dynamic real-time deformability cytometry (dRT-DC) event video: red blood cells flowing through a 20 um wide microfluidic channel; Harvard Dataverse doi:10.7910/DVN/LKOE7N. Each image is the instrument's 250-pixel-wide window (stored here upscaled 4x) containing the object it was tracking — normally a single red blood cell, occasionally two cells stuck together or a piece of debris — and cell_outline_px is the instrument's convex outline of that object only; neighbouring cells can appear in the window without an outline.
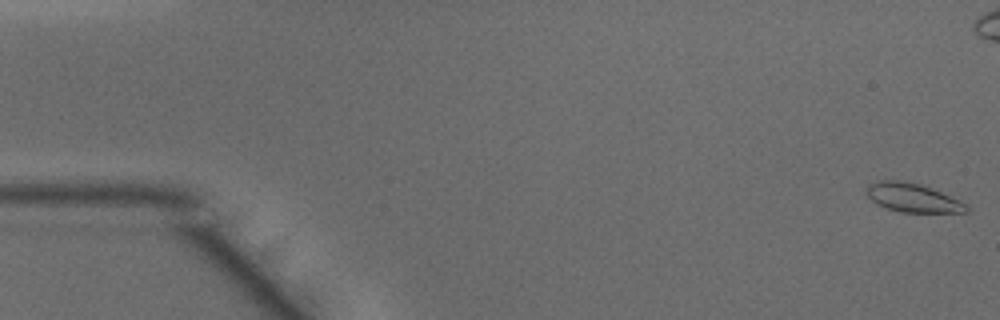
{"species": "common noctule bat (a hibernating species)", "species_latin": "Nyctalus noctula", "temperature_condition": "warm", "stored_images_in_passage": 50, "camera_frame_rate_fps": 3000, "um_per_image_px": 0.085, "animal": {"sex": "male", "body_mass_g": 15.6}, "frame": {"image": 1, "passage_image": 1, "time_ms": 0.0, "image_size_px": [1000, 320], "cell_outline_px": [[968, 212], [900, 212], [876, 204], [864, 192], [864, 188], [868, 184], [880, 180], [900, 180], [920, 184], [960, 200], [968, 204]], "centroid_in_image_um": [77.54, 16.8], "position_along_channel_um": 7.5, "area_um2": 16.76}}
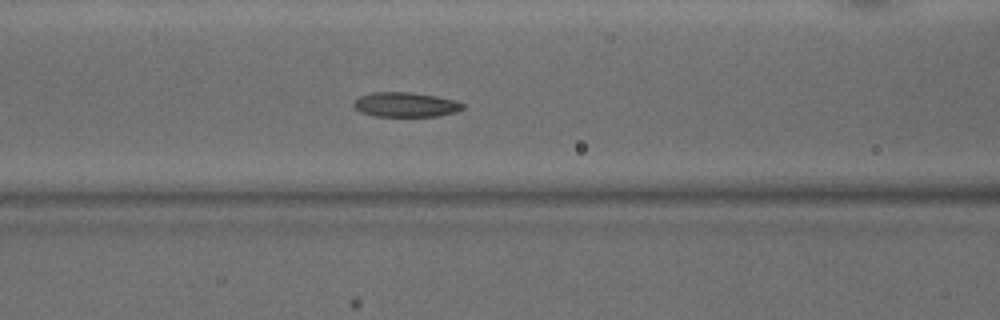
{"frame": {"image": 2, "passage_image": 20, "time_ms": 6.333, "image_size_px": [1000, 320], "cell_outline_px": [[464, 108], [456, 112], [436, 116], [376, 116], [364, 112], [356, 108], [352, 104], [360, 96], [372, 92], [408, 92], [436, 96], [456, 100], [464, 104]], "centroid_in_image_um": [34.51, 8.89], "position_along_channel_um": 132.1, "area_um2": 15.49}}
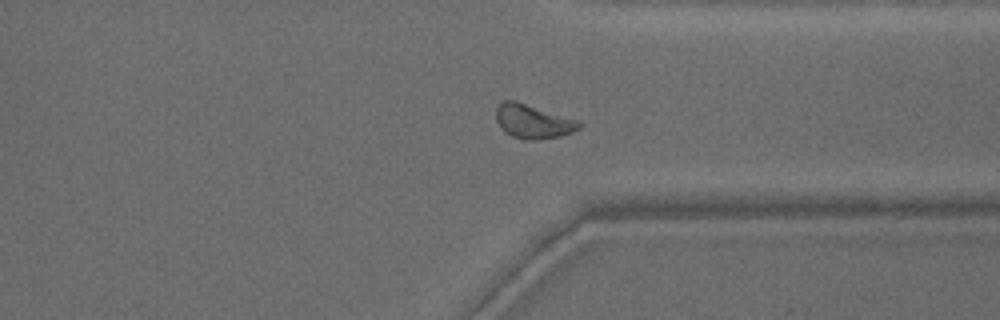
{"frame": {"image": 3, "passage_image": 37, "time_ms": 12.0, "image_size_px": [1000, 320], "cell_outline_px": [[584, 124], [580, 128], [572, 132], [560, 136], [536, 140], [524, 140], [512, 136], [504, 132], [500, 128], [496, 120], [496, 108], [504, 100], [516, 100], [580, 120]], "centroid_in_image_um": [45.33, 10.32], "position_along_channel_um": 366.1, "area_um2": 16.82}, "authors_computed_cell_mechanics": {"area_um2": 16.4441, "velocity_mm_per_s": 4.1464, "shape_relaxation_time_tau1_ms": 4.4601, "shape_relaxation_time_tau2_ms": 4.4215, "deformation_change_tau1": 0.1218, "deformation_change_tau2": 0.1061}}